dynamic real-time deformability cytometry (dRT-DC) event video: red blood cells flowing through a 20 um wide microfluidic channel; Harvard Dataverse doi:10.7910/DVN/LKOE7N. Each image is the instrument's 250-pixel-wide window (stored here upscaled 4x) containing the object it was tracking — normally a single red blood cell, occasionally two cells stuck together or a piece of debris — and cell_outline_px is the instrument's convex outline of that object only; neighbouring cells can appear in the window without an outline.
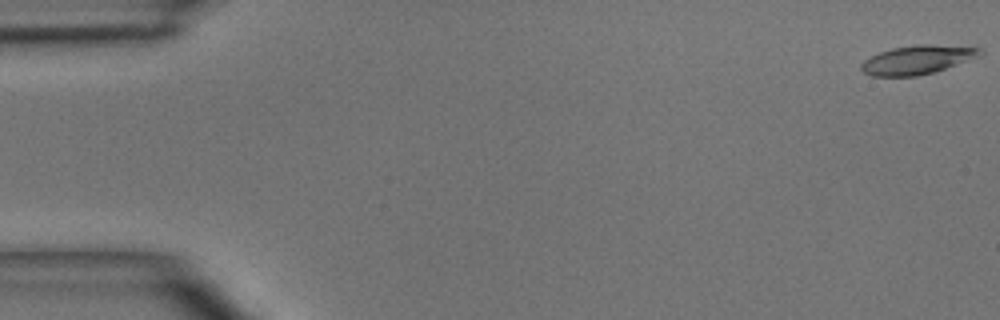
{"species": "common noctule bat (a hibernating species)", "species_latin": "Nyctalus noctula", "temperature_condition": "room temperature", "stored_images_in_passage": 4, "camera_frame_rate_fps": 3000, "um_per_image_px": 0.085, "animal": {"sex": "male", "body_mass_g": 15.6}, "frame": {"image": 1, "passage_image": 1, "time_ms": 0.0, "image_size_px": [1000, 320], "cell_outline_px": [[984, 52], [980, 56], [932, 72], [916, 76], [872, 76], [864, 72], [860, 68], [860, 64], [864, 60], [880, 52], [892, 48], [916, 44], [928, 44], [980, 48]], "centroid_in_image_um": [77.94, 5.07], "position_along_channel_um": 7.1, "area_um2": 19.65}}
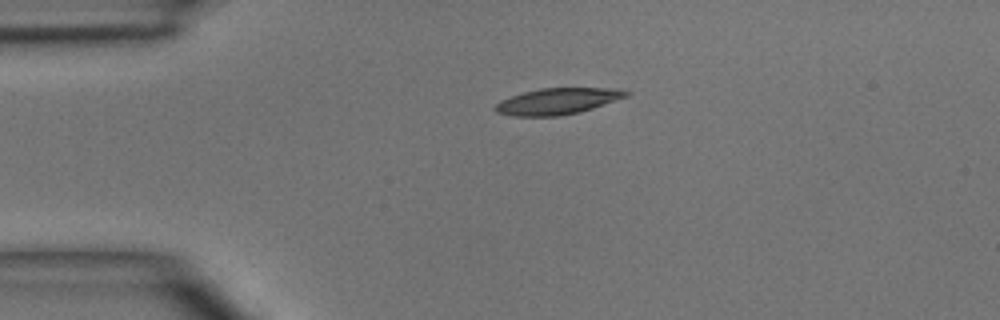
{"frame": {"image": 2, "passage_image": 4, "time_ms": 3.333, "image_size_px": [1000, 320], "cell_outline_px": [[632, 92], [628, 96], [580, 112], [556, 116], [512, 116], [496, 112], [492, 108], [500, 100], [524, 92], [540, 88], [620, 88]], "centroid_in_image_um": [47.4, 8.6], "position_along_channel_um": 37.6, "area_um2": 20.06}}